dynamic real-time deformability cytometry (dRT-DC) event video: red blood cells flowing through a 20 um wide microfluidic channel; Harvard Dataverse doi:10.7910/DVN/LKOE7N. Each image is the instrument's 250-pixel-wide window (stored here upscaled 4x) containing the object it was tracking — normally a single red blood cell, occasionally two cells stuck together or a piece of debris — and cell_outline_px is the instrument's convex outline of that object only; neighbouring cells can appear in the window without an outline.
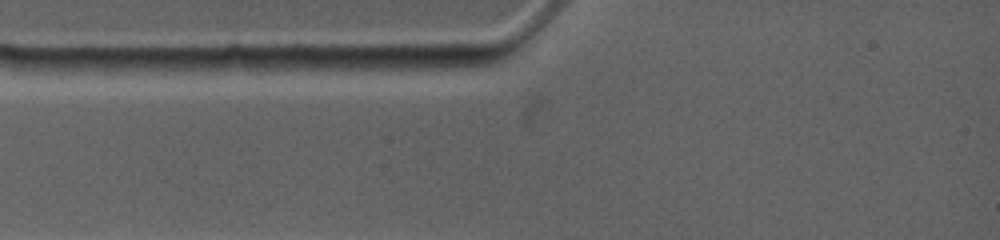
{"species": "common noctule bat (a hibernating species)", "species_latin": "Nyctalus noctula", "temperature_condition": "warm", "stored_images_in_passage": 2, "camera_frame_rate_fps": 4500, "um_per_image_px": 0.085, "animal": {"sex": "female", "body_mass_g": 19.0, "forearm_length_mm": 53.3}, "frame": {"image": 1, "passage_image": 1, "time_ms": 0.0, "image_size_px": [1000, 240], "cell_outline_px": [[196, 68], [104, 76], [96, 76], [40, 68], [52, 60], [84, 56], [92, 56], [192, 60]], "centroid_in_image_um": [9.86, 5.56], "position_along_channel_um": 75.1, "area_um2": 15.43}}